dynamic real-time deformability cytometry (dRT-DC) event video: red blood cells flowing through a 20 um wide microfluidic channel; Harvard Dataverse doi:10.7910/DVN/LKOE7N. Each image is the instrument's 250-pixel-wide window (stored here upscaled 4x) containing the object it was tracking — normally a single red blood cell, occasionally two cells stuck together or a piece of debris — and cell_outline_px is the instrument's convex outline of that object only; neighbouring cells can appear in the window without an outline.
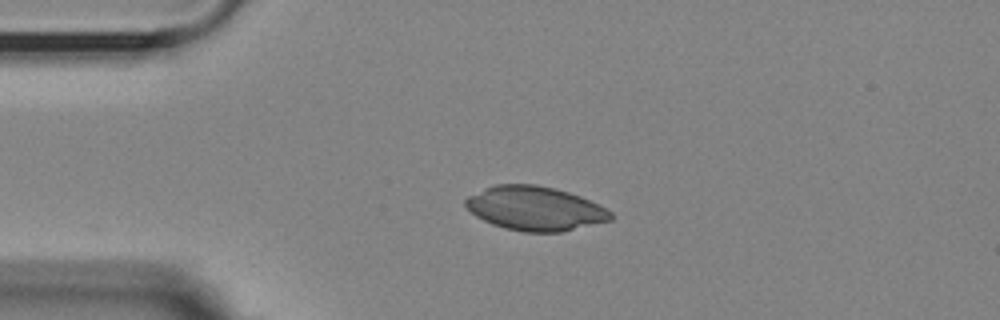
{"species": "Egyptian fruit bat (a non-hibernating species)", "species_latin": "Rousettus aegyptiacus", "temperature_condition": "room temperature", "stored_images_in_passage": 44, "camera_frame_rate_fps": 3000, "um_per_image_px": 0.085, "animal": {"sex": "female"}, "frame": {"image": 1, "passage_image": 1, "time_ms": 0.0, "image_size_px": [1000, 320], "cell_outline_px": [[612, 220], [560, 232], [524, 232], [504, 228], [492, 224], [476, 216], [464, 204], [464, 200], [468, 196], [484, 188], [496, 184], [536, 184], [568, 192], [580, 196], [612, 212]], "centroid_in_image_um": [45.45, 17.72], "position_along_channel_um": 39.6, "area_um2": 37.05}}
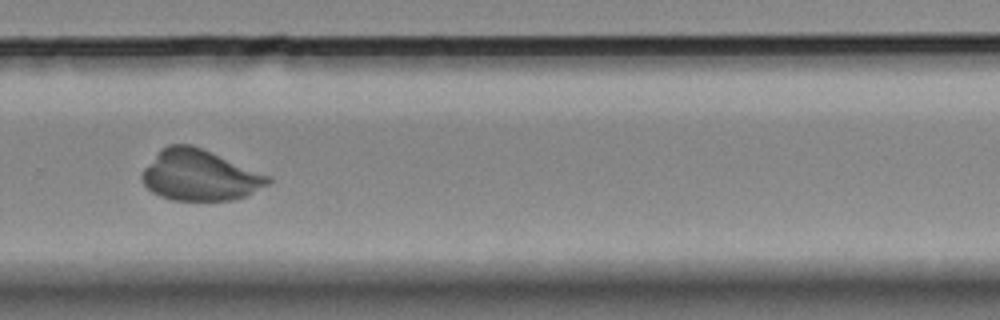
{"frame": {"image": 2, "passage_image": 26, "time_ms": 8.333, "image_size_px": [1000, 320], "cell_outline_px": [[272, 180], [268, 184], [244, 196], [232, 200], [172, 200], [160, 196], [152, 192], [144, 184], [140, 176], [144, 168], [160, 148], [168, 144], [192, 144], [272, 176]], "centroid_in_image_um": [16.96, 14.88], "position_along_channel_um": 312.8, "area_um2": 37.4}}
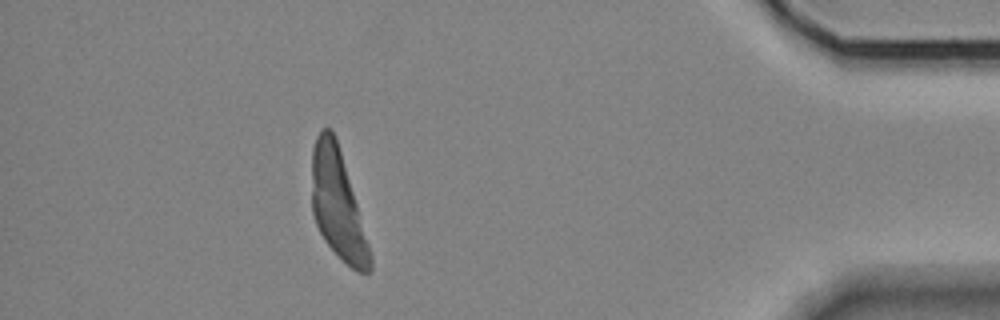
{"frame": {"image": 3, "passage_image": 38, "time_ms": 12.333, "image_size_px": [1000, 320], "cell_outline_px": [[372, 268], [368, 272], [356, 272], [324, 240], [316, 224], [312, 212], [312, 148], [316, 136], [324, 128], [332, 128], [336, 136], [372, 256]], "centroid_in_image_um": [28.68, 17.34], "position_along_channel_um": 406.5, "area_um2": 36.36}}